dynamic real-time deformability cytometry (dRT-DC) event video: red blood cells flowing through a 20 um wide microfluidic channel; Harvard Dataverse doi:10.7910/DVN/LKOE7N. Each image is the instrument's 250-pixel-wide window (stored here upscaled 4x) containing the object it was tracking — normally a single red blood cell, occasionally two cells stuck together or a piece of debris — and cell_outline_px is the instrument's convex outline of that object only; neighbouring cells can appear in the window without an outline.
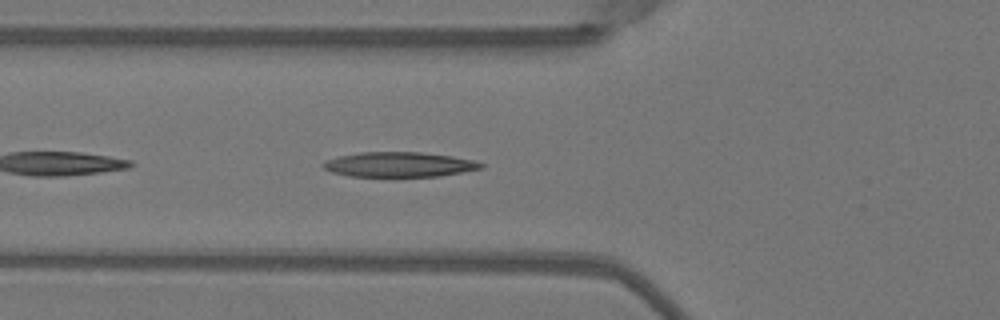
{"species": "Egyptian fruit bat (a non-hibernating species)", "species_latin": "Rousettus aegyptiacus", "temperature_condition": "warm", "stored_images_in_passage": 33, "camera_frame_rate_fps": 3000, "um_per_image_px": 0.085, "animal": {"sex": "female"}, "frame": {"image": 1, "passage_image": 4, "time_ms": 1.0, "image_size_px": [1000, 320], "cell_outline_px": [[484, 168], [440, 176], [348, 176], [332, 172], [324, 168], [320, 164], [324, 160], [340, 156], [360, 152], [420, 152], [452, 156], [472, 160], [484, 164]], "centroid_in_image_um": [33.91, 13.98], "position_along_channel_um": 91.9, "area_um2": 22.83}}
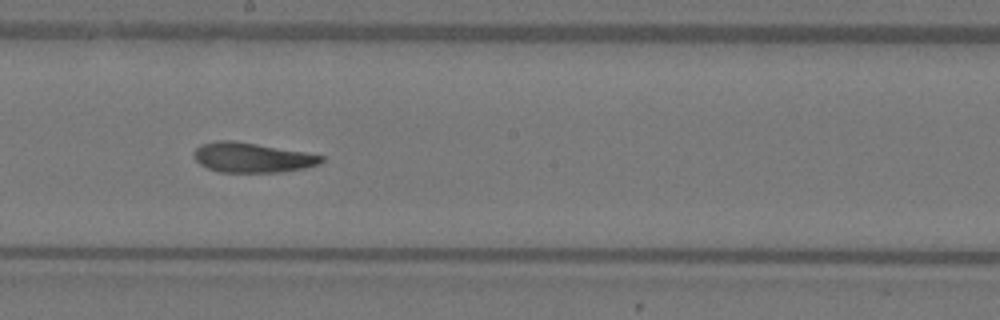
{"frame": {"image": 2, "passage_image": 14, "time_ms": 4.333, "image_size_px": [1000, 320], "cell_outline_px": [[324, 160], [320, 164], [304, 168], [280, 172], [220, 172], [208, 168], [200, 164], [196, 160], [192, 152], [200, 144], [216, 140], [232, 140], [304, 152], [324, 156]], "centroid_in_image_um": [21.4, 13.39], "position_along_channel_um": 226.8, "area_um2": 22.08}}
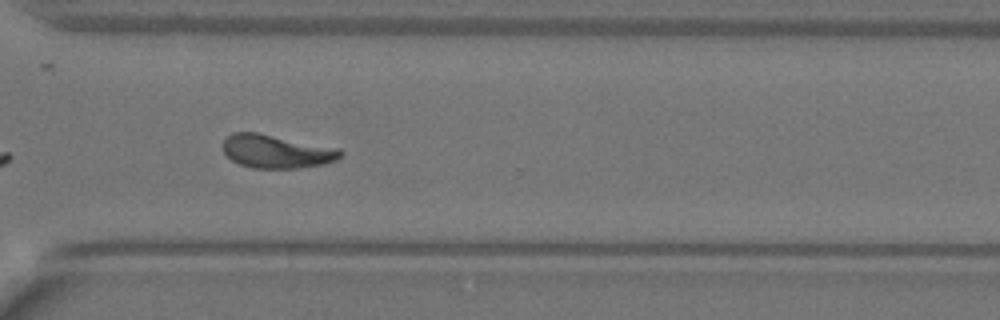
{"frame": {"image": 3, "passage_image": 23, "time_ms": 7.333, "image_size_px": [1000, 320], "cell_outline_px": [[344, 152], [336, 160], [324, 164], [296, 168], [252, 168], [240, 164], [232, 160], [224, 152], [224, 140], [232, 132], [256, 132], [340, 148]], "centroid_in_image_um": [23.52, 12.87], "position_along_channel_um": 347.1, "area_um2": 22.77}, "authors_computed_cell_mechanics": {"area_um2": 22.542, "velocity_mm_per_s": 4.0255, "shape_relaxation_time_tau1_ms": 8.0266, "shape_relaxation_time_tau2_ms": 2.7274, "deformation_change_tau1": 0.2686, "deformation_change_tau2": 0.0985}}